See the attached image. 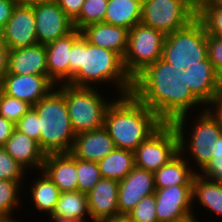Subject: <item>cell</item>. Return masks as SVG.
Wrapping results in <instances>:
<instances>
[{
    "label": "cell",
    "mask_w": 222,
    "mask_h": 222,
    "mask_svg": "<svg viewBox=\"0 0 222 222\" xmlns=\"http://www.w3.org/2000/svg\"><path fill=\"white\" fill-rule=\"evenodd\" d=\"M197 6H221L222 0H197Z\"/></svg>",
    "instance_id": "cell-48"
},
{
    "label": "cell",
    "mask_w": 222,
    "mask_h": 222,
    "mask_svg": "<svg viewBox=\"0 0 222 222\" xmlns=\"http://www.w3.org/2000/svg\"><path fill=\"white\" fill-rule=\"evenodd\" d=\"M215 150L212 152L213 157H222V134L220 137L215 141Z\"/></svg>",
    "instance_id": "cell-47"
},
{
    "label": "cell",
    "mask_w": 222,
    "mask_h": 222,
    "mask_svg": "<svg viewBox=\"0 0 222 222\" xmlns=\"http://www.w3.org/2000/svg\"><path fill=\"white\" fill-rule=\"evenodd\" d=\"M56 86L48 75L6 74L3 77L0 89L5 94L26 101L34 106L56 88Z\"/></svg>",
    "instance_id": "cell-13"
},
{
    "label": "cell",
    "mask_w": 222,
    "mask_h": 222,
    "mask_svg": "<svg viewBox=\"0 0 222 222\" xmlns=\"http://www.w3.org/2000/svg\"><path fill=\"white\" fill-rule=\"evenodd\" d=\"M2 42V35H1V31H0V43Z\"/></svg>",
    "instance_id": "cell-52"
},
{
    "label": "cell",
    "mask_w": 222,
    "mask_h": 222,
    "mask_svg": "<svg viewBox=\"0 0 222 222\" xmlns=\"http://www.w3.org/2000/svg\"><path fill=\"white\" fill-rule=\"evenodd\" d=\"M154 173L134 167L118 188L119 214H128L145 196L155 193Z\"/></svg>",
    "instance_id": "cell-15"
},
{
    "label": "cell",
    "mask_w": 222,
    "mask_h": 222,
    "mask_svg": "<svg viewBox=\"0 0 222 222\" xmlns=\"http://www.w3.org/2000/svg\"><path fill=\"white\" fill-rule=\"evenodd\" d=\"M117 97L106 110L104 128L116 148L134 152L163 122L132 93Z\"/></svg>",
    "instance_id": "cell-3"
},
{
    "label": "cell",
    "mask_w": 222,
    "mask_h": 222,
    "mask_svg": "<svg viewBox=\"0 0 222 222\" xmlns=\"http://www.w3.org/2000/svg\"><path fill=\"white\" fill-rule=\"evenodd\" d=\"M102 178L123 180L135 167L134 152L115 148L98 162Z\"/></svg>",
    "instance_id": "cell-28"
},
{
    "label": "cell",
    "mask_w": 222,
    "mask_h": 222,
    "mask_svg": "<svg viewBox=\"0 0 222 222\" xmlns=\"http://www.w3.org/2000/svg\"><path fill=\"white\" fill-rule=\"evenodd\" d=\"M6 74L48 75L45 45L37 43L32 46L9 50Z\"/></svg>",
    "instance_id": "cell-20"
},
{
    "label": "cell",
    "mask_w": 222,
    "mask_h": 222,
    "mask_svg": "<svg viewBox=\"0 0 222 222\" xmlns=\"http://www.w3.org/2000/svg\"><path fill=\"white\" fill-rule=\"evenodd\" d=\"M165 38L163 32L142 23L129 30L123 65L132 80L147 66L162 58Z\"/></svg>",
    "instance_id": "cell-9"
},
{
    "label": "cell",
    "mask_w": 222,
    "mask_h": 222,
    "mask_svg": "<svg viewBox=\"0 0 222 222\" xmlns=\"http://www.w3.org/2000/svg\"><path fill=\"white\" fill-rule=\"evenodd\" d=\"M65 14L74 21L80 14L85 0H55Z\"/></svg>",
    "instance_id": "cell-40"
},
{
    "label": "cell",
    "mask_w": 222,
    "mask_h": 222,
    "mask_svg": "<svg viewBox=\"0 0 222 222\" xmlns=\"http://www.w3.org/2000/svg\"><path fill=\"white\" fill-rule=\"evenodd\" d=\"M53 215L69 219L88 220L91 218L87 194L80 191L61 192ZM86 216H89L88 218Z\"/></svg>",
    "instance_id": "cell-29"
},
{
    "label": "cell",
    "mask_w": 222,
    "mask_h": 222,
    "mask_svg": "<svg viewBox=\"0 0 222 222\" xmlns=\"http://www.w3.org/2000/svg\"><path fill=\"white\" fill-rule=\"evenodd\" d=\"M143 0H108L103 23L127 30L141 23Z\"/></svg>",
    "instance_id": "cell-25"
},
{
    "label": "cell",
    "mask_w": 222,
    "mask_h": 222,
    "mask_svg": "<svg viewBox=\"0 0 222 222\" xmlns=\"http://www.w3.org/2000/svg\"><path fill=\"white\" fill-rule=\"evenodd\" d=\"M116 148L104 127L76 134L70 153L77 159L99 162Z\"/></svg>",
    "instance_id": "cell-19"
},
{
    "label": "cell",
    "mask_w": 222,
    "mask_h": 222,
    "mask_svg": "<svg viewBox=\"0 0 222 222\" xmlns=\"http://www.w3.org/2000/svg\"><path fill=\"white\" fill-rule=\"evenodd\" d=\"M208 58L222 78V36L207 35Z\"/></svg>",
    "instance_id": "cell-38"
},
{
    "label": "cell",
    "mask_w": 222,
    "mask_h": 222,
    "mask_svg": "<svg viewBox=\"0 0 222 222\" xmlns=\"http://www.w3.org/2000/svg\"><path fill=\"white\" fill-rule=\"evenodd\" d=\"M156 216L158 222L195 219L192 206V185L156 188Z\"/></svg>",
    "instance_id": "cell-11"
},
{
    "label": "cell",
    "mask_w": 222,
    "mask_h": 222,
    "mask_svg": "<svg viewBox=\"0 0 222 222\" xmlns=\"http://www.w3.org/2000/svg\"><path fill=\"white\" fill-rule=\"evenodd\" d=\"M207 57V32L198 18L183 29L166 35L162 59L177 70L188 69Z\"/></svg>",
    "instance_id": "cell-7"
},
{
    "label": "cell",
    "mask_w": 222,
    "mask_h": 222,
    "mask_svg": "<svg viewBox=\"0 0 222 222\" xmlns=\"http://www.w3.org/2000/svg\"><path fill=\"white\" fill-rule=\"evenodd\" d=\"M119 182L101 178L87 194L89 212L93 222H100L119 214L118 211Z\"/></svg>",
    "instance_id": "cell-18"
},
{
    "label": "cell",
    "mask_w": 222,
    "mask_h": 222,
    "mask_svg": "<svg viewBox=\"0 0 222 222\" xmlns=\"http://www.w3.org/2000/svg\"><path fill=\"white\" fill-rule=\"evenodd\" d=\"M18 5L35 6L38 4L48 3L54 0H15Z\"/></svg>",
    "instance_id": "cell-46"
},
{
    "label": "cell",
    "mask_w": 222,
    "mask_h": 222,
    "mask_svg": "<svg viewBox=\"0 0 222 222\" xmlns=\"http://www.w3.org/2000/svg\"><path fill=\"white\" fill-rule=\"evenodd\" d=\"M3 147L26 170L37 169L38 172L42 170L46 155L35 139L14 129Z\"/></svg>",
    "instance_id": "cell-23"
},
{
    "label": "cell",
    "mask_w": 222,
    "mask_h": 222,
    "mask_svg": "<svg viewBox=\"0 0 222 222\" xmlns=\"http://www.w3.org/2000/svg\"><path fill=\"white\" fill-rule=\"evenodd\" d=\"M129 30L103 22L92 23L81 29L82 36L91 44L116 52L122 59L128 47Z\"/></svg>",
    "instance_id": "cell-21"
},
{
    "label": "cell",
    "mask_w": 222,
    "mask_h": 222,
    "mask_svg": "<svg viewBox=\"0 0 222 222\" xmlns=\"http://www.w3.org/2000/svg\"><path fill=\"white\" fill-rule=\"evenodd\" d=\"M8 53L9 49L2 41L0 43V85L2 83L3 77L8 71Z\"/></svg>",
    "instance_id": "cell-44"
},
{
    "label": "cell",
    "mask_w": 222,
    "mask_h": 222,
    "mask_svg": "<svg viewBox=\"0 0 222 222\" xmlns=\"http://www.w3.org/2000/svg\"><path fill=\"white\" fill-rule=\"evenodd\" d=\"M24 181L0 180V219H15L14 210L21 205Z\"/></svg>",
    "instance_id": "cell-30"
},
{
    "label": "cell",
    "mask_w": 222,
    "mask_h": 222,
    "mask_svg": "<svg viewBox=\"0 0 222 222\" xmlns=\"http://www.w3.org/2000/svg\"><path fill=\"white\" fill-rule=\"evenodd\" d=\"M15 124L0 116V146H4L6 141L11 137Z\"/></svg>",
    "instance_id": "cell-43"
},
{
    "label": "cell",
    "mask_w": 222,
    "mask_h": 222,
    "mask_svg": "<svg viewBox=\"0 0 222 222\" xmlns=\"http://www.w3.org/2000/svg\"><path fill=\"white\" fill-rule=\"evenodd\" d=\"M200 174L206 179L219 181L222 178V157H213Z\"/></svg>",
    "instance_id": "cell-39"
},
{
    "label": "cell",
    "mask_w": 222,
    "mask_h": 222,
    "mask_svg": "<svg viewBox=\"0 0 222 222\" xmlns=\"http://www.w3.org/2000/svg\"><path fill=\"white\" fill-rule=\"evenodd\" d=\"M180 152L167 164L154 173L155 188H167L176 185H192L193 177L196 174L194 164L188 163Z\"/></svg>",
    "instance_id": "cell-24"
},
{
    "label": "cell",
    "mask_w": 222,
    "mask_h": 222,
    "mask_svg": "<svg viewBox=\"0 0 222 222\" xmlns=\"http://www.w3.org/2000/svg\"><path fill=\"white\" fill-rule=\"evenodd\" d=\"M198 110L202 111L201 113L198 111L199 114L196 115L195 120L191 119L193 120V124L189 129V132L191 133L186 132L187 128H189L186 125L189 123L188 115H184L172 123L179 136V152L182 156H185L184 158H187V160L189 157L191 160H194L195 165L198 167V169L195 167L194 171L196 173H200V171H202L212 160V152L216 147L215 141L222 134V128L220 127L219 122L207 107L204 106L203 109L201 107V109ZM186 133L187 137L185 135ZM188 133L190 134V137H188Z\"/></svg>",
    "instance_id": "cell-5"
},
{
    "label": "cell",
    "mask_w": 222,
    "mask_h": 222,
    "mask_svg": "<svg viewBox=\"0 0 222 222\" xmlns=\"http://www.w3.org/2000/svg\"><path fill=\"white\" fill-rule=\"evenodd\" d=\"M197 18V0H143L141 23L169 35Z\"/></svg>",
    "instance_id": "cell-8"
},
{
    "label": "cell",
    "mask_w": 222,
    "mask_h": 222,
    "mask_svg": "<svg viewBox=\"0 0 222 222\" xmlns=\"http://www.w3.org/2000/svg\"><path fill=\"white\" fill-rule=\"evenodd\" d=\"M195 201L199 202L205 210L208 209L222 217V184L196 173L192 182V206L195 205Z\"/></svg>",
    "instance_id": "cell-26"
},
{
    "label": "cell",
    "mask_w": 222,
    "mask_h": 222,
    "mask_svg": "<svg viewBox=\"0 0 222 222\" xmlns=\"http://www.w3.org/2000/svg\"><path fill=\"white\" fill-rule=\"evenodd\" d=\"M127 215L133 222H158L155 193L142 198Z\"/></svg>",
    "instance_id": "cell-36"
},
{
    "label": "cell",
    "mask_w": 222,
    "mask_h": 222,
    "mask_svg": "<svg viewBox=\"0 0 222 222\" xmlns=\"http://www.w3.org/2000/svg\"><path fill=\"white\" fill-rule=\"evenodd\" d=\"M17 5L15 0H0V31L4 28Z\"/></svg>",
    "instance_id": "cell-41"
},
{
    "label": "cell",
    "mask_w": 222,
    "mask_h": 222,
    "mask_svg": "<svg viewBox=\"0 0 222 222\" xmlns=\"http://www.w3.org/2000/svg\"><path fill=\"white\" fill-rule=\"evenodd\" d=\"M42 171L53 181L60 192L77 191V158L70 152L47 154Z\"/></svg>",
    "instance_id": "cell-22"
},
{
    "label": "cell",
    "mask_w": 222,
    "mask_h": 222,
    "mask_svg": "<svg viewBox=\"0 0 222 222\" xmlns=\"http://www.w3.org/2000/svg\"><path fill=\"white\" fill-rule=\"evenodd\" d=\"M69 63V85L95 88L97 83H112L118 96L132 93L133 80L124 69L123 59L116 52L89 43L82 35L73 43Z\"/></svg>",
    "instance_id": "cell-2"
},
{
    "label": "cell",
    "mask_w": 222,
    "mask_h": 222,
    "mask_svg": "<svg viewBox=\"0 0 222 222\" xmlns=\"http://www.w3.org/2000/svg\"><path fill=\"white\" fill-rule=\"evenodd\" d=\"M32 7L35 14L38 43L46 45L65 37L75 29L73 21L55 0Z\"/></svg>",
    "instance_id": "cell-12"
},
{
    "label": "cell",
    "mask_w": 222,
    "mask_h": 222,
    "mask_svg": "<svg viewBox=\"0 0 222 222\" xmlns=\"http://www.w3.org/2000/svg\"><path fill=\"white\" fill-rule=\"evenodd\" d=\"M50 217V221L52 222H88L87 220H77V219H69L65 217H58L53 214L48 215Z\"/></svg>",
    "instance_id": "cell-49"
},
{
    "label": "cell",
    "mask_w": 222,
    "mask_h": 222,
    "mask_svg": "<svg viewBox=\"0 0 222 222\" xmlns=\"http://www.w3.org/2000/svg\"><path fill=\"white\" fill-rule=\"evenodd\" d=\"M197 18L204 24L207 35L222 36L221 6H197Z\"/></svg>",
    "instance_id": "cell-34"
},
{
    "label": "cell",
    "mask_w": 222,
    "mask_h": 222,
    "mask_svg": "<svg viewBox=\"0 0 222 222\" xmlns=\"http://www.w3.org/2000/svg\"><path fill=\"white\" fill-rule=\"evenodd\" d=\"M179 153V136L172 123H163L134 151L135 166L155 173Z\"/></svg>",
    "instance_id": "cell-10"
},
{
    "label": "cell",
    "mask_w": 222,
    "mask_h": 222,
    "mask_svg": "<svg viewBox=\"0 0 222 222\" xmlns=\"http://www.w3.org/2000/svg\"><path fill=\"white\" fill-rule=\"evenodd\" d=\"M0 222H21V221H17V219H0Z\"/></svg>",
    "instance_id": "cell-50"
},
{
    "label": "cell",
    "mask_w": 222,
    "mask_h": 222,
    "mask_svg": "<svg viewBox=\"0 0 222 222\" xmlns=\"http://www.w3.org/2000/svg\"><path fill=\"white\" fill-rule=\"evenodd\" d=\"M15 129L35 139L37 142L40 141L39 117L33 106L15 124Z\"/></svg>",
    "instance_id": "cell-37"
},
{
    "label": "cell",
    "mask_w": 222,
    "mask_h": 222,
    "mask_svg": "<svg viewBox=\"0 0 222 222\" xmlns=\"http://www.w3.org/2000/svg\"><path fill=\"white\" fill-rule=\"evenodd\" d=\"M39 117L41 150L47 154L69 153L76 134L69 119L64 93L57 87L33 106Z\"/></svg>",
    "instance_id": "cell-4"
},
{
    "label": "cell",
    "mask_w": 222,
    "mask_h": 222,
    "mask_svg": "<svg viewBox=\"0 0 222 222\" xmlns=\"http://www.w3.org/2000/svg\"><path fill=\"white\" fill-rule=\"evenodd\" d=\"M32 107L28 102L5 94L0 89V116L16 124Z\"/></svg>",
    "instance_id": "cell-33"
},
{
    "label": "cell",
    "mask_w": 222,
    "mask_h": 222,
    "mask_svg": "<svg viewBox=\"0 0 222 222\" xmlns=\"http://www.w3.org/2000/svg\"><path fill=\"white\" fill-rule=\"evenodd\" d=\"M102 178L98 162L77 159V190L88 194Z\"/></svg>",
    "instance_id": "cell-32"
},
{
    "label": "cell",
    "mask_w": 222,
    "mask_h": 222,
    "mask_svg": "<svg viewBox=\"0 0 222 222\" xmlns=\"http://www.w3.org/2000/svg\"><path fill=\"white\" fill-rule=\"evenodd\" d=\"M108 0H85L79 16L73 21L75 29L81 30L86 25L103 22Z\"/></svg>",
    "instance_id": "cell-31"
},
{
    "label": "cell",
    "mask_w": 222,
    "mask_h": 222,
    "mask_svg": "<svg viewBox=\"0 0 222 222\" xmlns=\"http://www.w3.org/2000/svg\"><path fill=\"white\" fill-rule=\"evenodd\" d=\"M1 35L2 41L9 50L37 44L33 7L17 4L11 17L1 30Z\"/></svg>",
    "instance_id": "cell-14"
},
{
    "label": "cell",
    "mask_w": 222,
    "mask_h": 222,
    "mask_svg": "<svg viewBox=\"0 0 222 222\" xmlns=\"http://www.w3.org/2000/svg\"><path fill=\"white\" fill-rule=\"evenodd\" d=\"M195 219H180V220H177V221H173V222H194Z\"/></svg>",
    "instance_id": "cell-51"
},
{
    "label": "cell",
    "mask_w": 222,
    "mask_h": 222,
    "mask_svg": "<svg viewBox=\"0 0 222 222\" xmlns=\"http://www.w3.org/2000/svg\"><path fill=\"white\" fill-rule=\"evenodd\" d=\"M81 35V30L74 29L65 37L45 45L48 77L56 85L67 84L70 81L71 48Z\"/></svg>",
    "instance_id": "cell-17"
},
{
    "label": "cell",
    "mask_w": 222,
    "mask_h": 222,
    "mask_svg": "<svg viewBox=\"0 0 222 222\" xmlns=\"http://www.w3.org/2000/svg\"><path fill=\"white\" fill-rule=\"evenodd\" d=\"M40 173L38 177H34L35 179L31 181L30 191H27L30 193V200L28 201L31 202L32 199L35 210L39 213H47V216L53 214L61 192L42 170Z\"/></svg>",
    "instance_id": "cell-27"
},
{
    "label": "cell",
    "mask_w": 222,
    "mask_h": 222,
    "mask_svg": "<svg viewBox=\"0 0 222 222\" xmlns=\"http://www.w3.org/2000/svg\"><path fill=\"white\" fill-rule=\"evenodd\" d=\"M100 222H133L130 217L126 214H120L111 218H107Z\"/></svg>",
    "instance_id": "cell-45"
},
{
    "label": "cell",
    "mask_w": 222,
    "mask_h": 222,
    "mask_svg": "<svg viewBox=\"0 0 222 222\" xmlns=\"http://www.w3.org/2000/svg\"><path fill=\"white\" fill-rule=\"evenodd\" d=\"M207 109L217 119L222 128V88L219 90L214 100L207 106Z\"/></svg>",
    "instance_id": "cell-42"
},
{
    "label": "cell",
    "mask_w": 222,
    "mask_h": 222,
    "mask_svg": "<svg viewBox=\"0 0 222 222\" xmlns=\"http://www.w3.org/2000/svg\"><path fill=\"white\" fill-rule=\"evenodd\" d=\"M27 172L28 170L15 161L3 146H0V180L24 181Z\"/></svg>",
    "instance_id": "cell-35"
},
{
    "label": "cell",
    "mask_w": 222,
    "mask_h": 222,
    "mask_svg": "<svg viewBox=\"0 0 222 222\" xmlns=\"http://www.w3.org/2000/svg\"><path fill=\"white\" fill-rule=\"evenodd\" d=\"M56 87L64 93L75 134L104 127L105 113L113 99L107 101L106 96L104 99L101 90L96 87H75L69 84H59Z\"/></svg>",
    "instance_id": "cell-6"
},
{
    "label": "cell",
    "mask_w": 222,
    "mask_h": 222,
    "mask_svg": "<svg viewBox=\"0 0 222 222\" xmlns=\"http://www.w3.org/2000/svg\"><path fill=\"white\" fill-rule=\"evenodd\" d=\"M185 80L191 92L207 107L222 88V78L207 57L188 69H184Z\"/></svg>",
    "instance_id": "cell-16"
},
{
    "label": "cell",
    "mask_w": 222,
    "mask_h": 222,
    "mask_svg": "<svg viewBox=\"0 0 222 222\" xmlns=\"http://www.w3.org/2000/svg\"><path fill=\"white\" fill-rule=\"evenodd\" d=\"M132 94L148 106L163 123H173L204 104L186 84L183 70L162 58L133 79ZM191 110V111H190Z\"/></svg>",
    "instance_id": "cell-1"
}]
</instances>
